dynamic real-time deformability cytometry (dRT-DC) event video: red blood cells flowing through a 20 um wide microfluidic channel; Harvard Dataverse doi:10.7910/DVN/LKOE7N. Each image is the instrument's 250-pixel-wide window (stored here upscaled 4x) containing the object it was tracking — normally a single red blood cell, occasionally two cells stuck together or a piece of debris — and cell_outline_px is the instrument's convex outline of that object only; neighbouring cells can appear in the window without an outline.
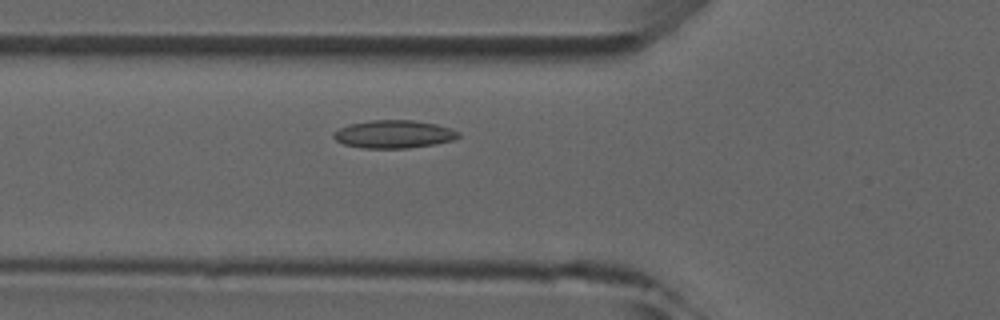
{"species": "common noctule bat (a hibernating species)", "species_latin": "Nyctalus noctula", "temperature_condition": "room temperature", "stored_images_in_passage": 4, "camera_frame_rate_fps": 3000, "um_per_image_px": 0.085, "animal": {"sex": "male", "forearm_length_mm": 52.5}, "frame": {"image": 1, "passage_image": 4, "time_ms": 3.667, "image_size_px": [1000, 320], "cell_outline_px": [[460, 136], [452, 140], [436, 144], [408, 148], [364, 148], [344, 144], [336, 140], [332, 136], [332, 132], [348, 124], [368, 120], [412, 120], [436, 124], [460, 132]], "centroid_in_image_um": [33.44, 11.4], "position_along_channel_um": 92.4, "area_um2": 20.35}}